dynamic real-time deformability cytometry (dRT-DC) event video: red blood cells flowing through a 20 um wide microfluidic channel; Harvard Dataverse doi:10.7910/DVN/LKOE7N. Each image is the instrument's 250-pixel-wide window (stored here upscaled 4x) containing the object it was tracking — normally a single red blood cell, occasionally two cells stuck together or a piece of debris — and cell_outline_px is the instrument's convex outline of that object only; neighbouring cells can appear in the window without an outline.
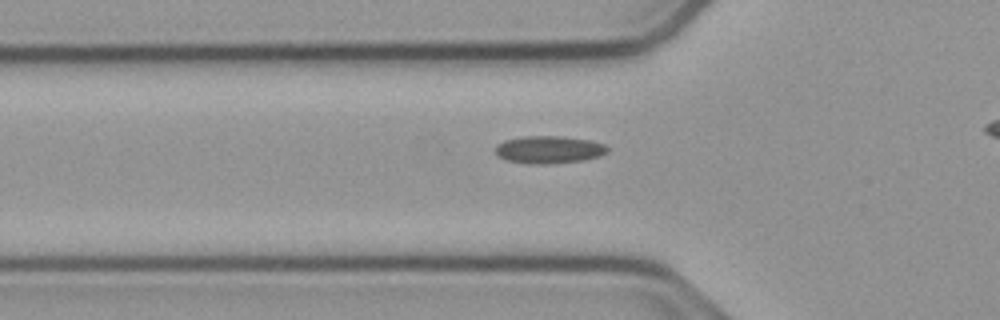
{"species": "common noctule bat (a hibernating species)", "species_latin": "Nyctalus noctula", "temperature_condition": "cold", "stored_images_in_passage": 34, "camera_frame_rate_fps": 3000, "um_per_image_px": 0.085, "animal": {"sex": "male", "body_mass_g": 23.1, "forearm_length_mm": 52.7}, "frame": {"image": 1, "passage_image": 5, "time_ms": 1.333, "image_size_px": [1000, 320], "cell_outline_px": [[608, 152], [600, 156], [584, 160], [548, 164], [532, 164], [508, 160], [496, 156], [496, 144], [504, 140], [524, 136], [560, 136], [588, 140], [604, 144], [608, 148]], "centroid_in_image_um": [46.65, 12.72], "position_along_channel_um": 79.2, "area_um2": 17.98}}
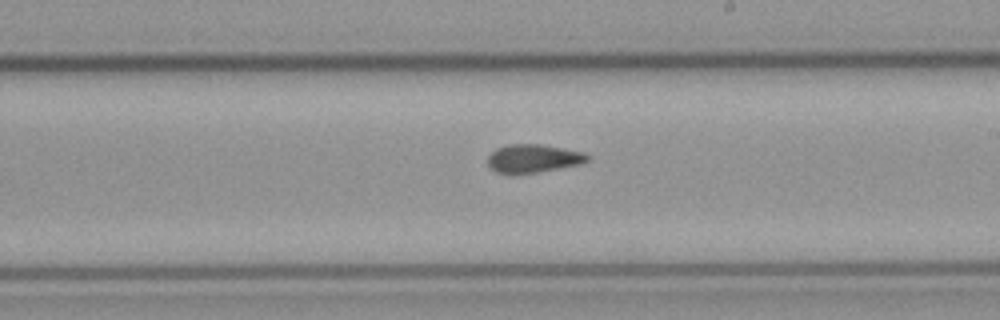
{"frame": {"image": 2, "passage_image": 18, "time_ms": 5.667, "image_size_px": [1000, 320], "cell_outline_px": [[588, 160], [580, 164], [536, 172], [496, 172], [488, 164], [488, 156], [496, 148], [508, 144], [540, 144], [584, 152], [588, 156]], "centroid_in_image_um": [45.32, 13.44], "position_along_channel_um": 243.7, "area_um2": 15.95}}
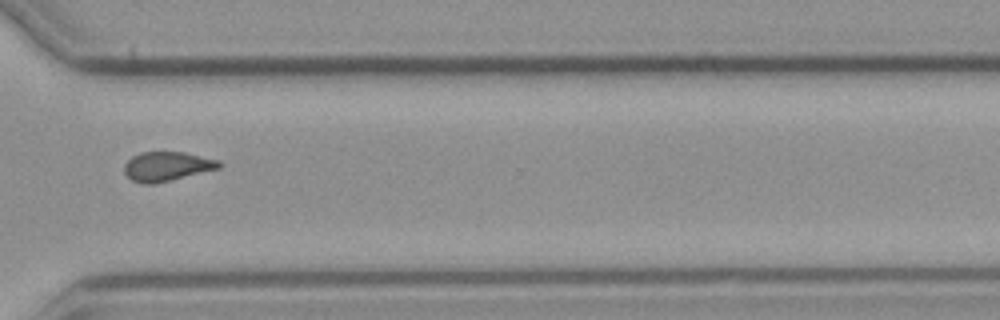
{"frame": {"image": 3, "passage_image": 27, "time_ms": 8.667, "image_size_px": [1000, 320], "cell_outline_px": [[224, 164], [220, 168], [152, 184], [144, 184], [132, 180], [124, 172], [124, 164], [132, 156], [140, 152], [184, 152], [220, 160]], "centroid_in_image_um": [14.2, 14.13], "position_along_channel_um": 356.4, "area_um2": 16.13}}